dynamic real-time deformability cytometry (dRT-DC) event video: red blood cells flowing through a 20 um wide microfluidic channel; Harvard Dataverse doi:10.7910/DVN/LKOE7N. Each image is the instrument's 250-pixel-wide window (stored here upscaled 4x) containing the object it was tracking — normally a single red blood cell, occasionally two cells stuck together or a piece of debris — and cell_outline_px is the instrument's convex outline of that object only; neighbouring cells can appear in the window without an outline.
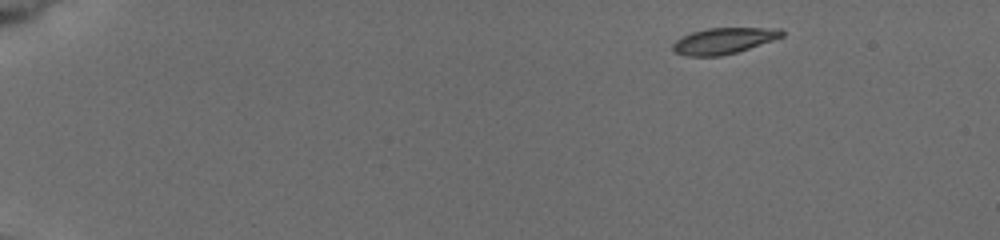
{"species": "common noctule bat (a hibernating species)", "species_latin": "Nyctalus noctula", "temperature_condition": "cold", "stored_images_in_passage": 6, "camera_frame_rate_fps": 3000, "um_per_image_px": 0.085, "animal": {"sex": "female", "body_mass_g": 19.5, "forearm_length_mm": 54.1}, "frame": {"image": 1, "passage_image": 1, "time_ms": 0.0, "image_size_px": [1000, 240], "cell_outline_px": [[784, 36], [736, 52], [720, 56], [688, 56], [676, 52], [672, 48], [672, 44], [676, 40], [692, 32], [708, 28], [780, 28], [784, 32]], "centroid_in_image_um": [61.51, 3.46], "position_along_channel_um": 23.5, "area_um2": 16.3}}
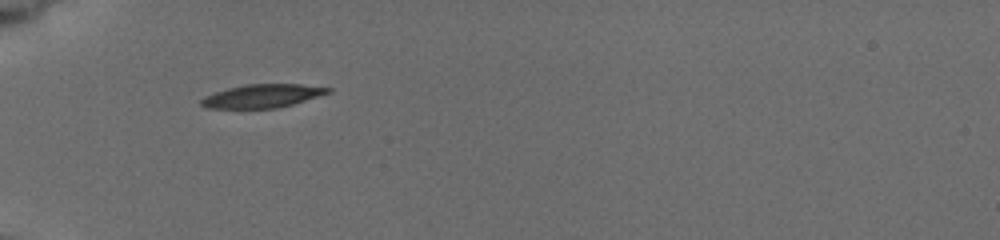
{"frame": {"image": 2, "passage_image": 5, "time_ms": 4.0, "image_size_px": [1000, 240], "cell_outline_px": [[332, 92], [292, 104], [276, 108], [208, 108], [200, 104], [200, 100], [204, 96], [212, 92], [244, 84], [300, 84], [332, 88]], "centroid_in_image_um": [22.28, 8.15], "position_along_channel_um": 62.7, "area_um2": 17.28}}